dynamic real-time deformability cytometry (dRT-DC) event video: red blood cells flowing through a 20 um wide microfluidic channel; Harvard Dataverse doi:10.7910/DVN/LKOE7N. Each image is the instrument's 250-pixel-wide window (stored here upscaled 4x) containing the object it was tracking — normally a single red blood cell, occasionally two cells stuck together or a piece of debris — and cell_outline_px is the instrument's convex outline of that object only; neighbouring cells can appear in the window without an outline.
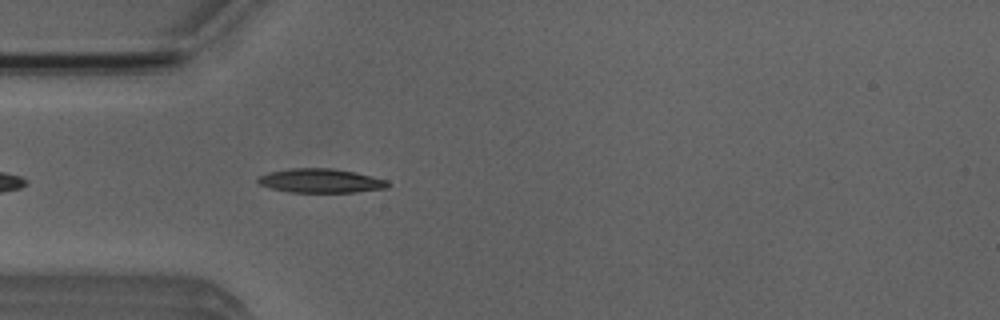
{"species": "Egyptian fruit bat (a non-hibernating species)", "species_latin": "Rousettus aegyptiacus", "temperature_condition": "room temperature", "stored_images_in_passage": 41, "camera_frame_rate_fps": 3000, "um_per_image_px": 0.085, "animal": {"sex": "male"}, "frame": {"image": 1, "passage_image": 4, "time_ms": 1.0, "image_size_px": [1000, 320], "cell_outline_px": [[392, 184], [388, 188], [356, 192], [288, 192], [272, 188], [260, 184], [256, 180], [260, 176], [268, 172], [288, 168], [332, 168], [356, 172], [388, 180]], "centroid_in_image_um": [27.31, 15.36], "position_along_channel_um": 57.7, "area_um2": 18.38}}
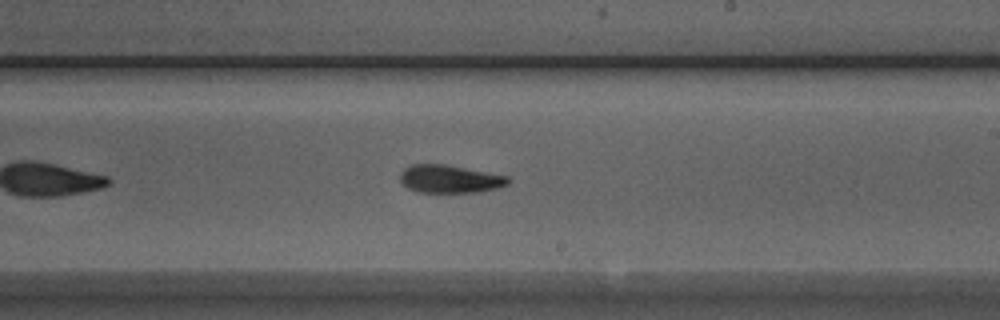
{"frame": {"image": 2, "passage_image": 19, "time_ms": 6.0, "image_size_px": [1000, 320], "cell_outline_px": [[508, 184], [496, 188], [476, 192], [416, 192], [408, 188], [400, 180], [400, 172], [404, 168], [412, 164], [444, 164], [508, 176]], "centroid_in_image_um": [38.18, 15.21], "position_along_channel_um": 250.8, "area_um2": 17.4}}
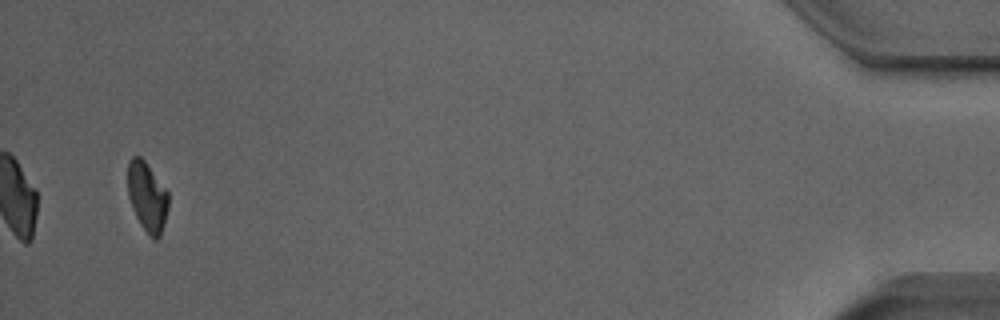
{"frame": {"image": 3, "passage_image": 39, "time_ms": 12.667, "image_size_px": [1000, 320], "cell_outline_px": [[168, 208], [160, 236], [156, 240], [148, 236], [140, 224], [132, 208], [128, 196], [128, 160], [132, 156], [140, 156], [144, 160], [168, 192]], "centroid_in_image_um": [12.5, 16.74], "position_along_channel_um": 422.7, "area_um2": 16.42}, "authors_computed_cell_mechanics": {"area_um2": 17.5712, "velocity_mm_per_s": 3.9169, "shape_relaxation_time_tau1_ms": 5.5729, "shape_relaxation_time_tau2_ms": 0.5955, "deformation_change_tau1": 0.1787, "deformation_change_tau2": 0.0545}}